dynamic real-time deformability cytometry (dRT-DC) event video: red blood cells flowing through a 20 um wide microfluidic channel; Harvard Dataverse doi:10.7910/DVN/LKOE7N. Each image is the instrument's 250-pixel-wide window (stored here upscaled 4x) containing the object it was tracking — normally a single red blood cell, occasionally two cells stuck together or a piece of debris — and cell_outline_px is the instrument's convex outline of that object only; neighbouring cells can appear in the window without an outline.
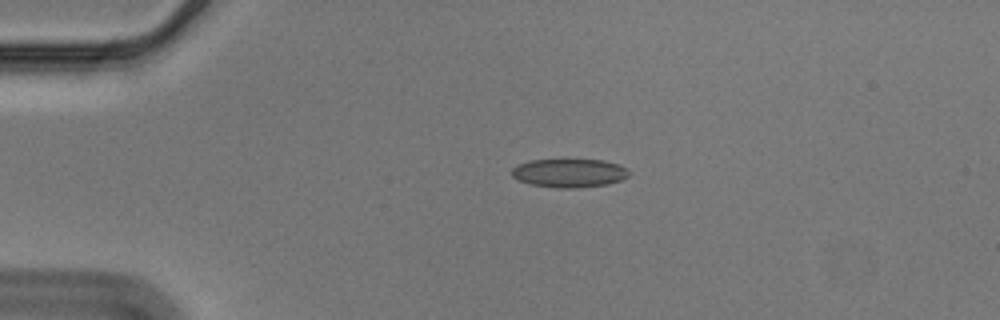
{"species": "Egyptian fruit bat (a non-hibernating species)", "species_latin": "Rousettus aegyptiacus", "temperature_condition": "cold", "stored_images_in_passage": 45, "camera_frame_rate_fps": 3000, "um_per_image_px": 0.085, "animal": {"sex": "male"}, "frame": {"image": 1, "passage_image": 1, "time_ms": 0.0, "image_size_px": [1000, 320], "cell_outline_px": [[632, 172], [628, 176], [620, 180], [608, 184], [580, 188], [556, 188], [532, 184], [520, 180], [512, 176], [512, 168], [516, 164], [528, 160], [604, 160], [620, 164], [628, 168]], "centroid_in_image_um": [48.43, 14.7], "position_along_channel_um": 36.6, "area_um2": 19.71}}
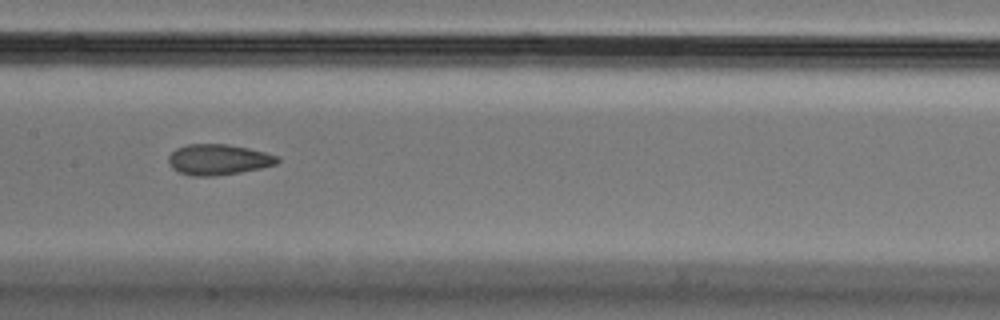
{"frame": {"image": 2, "passage_image": 17, "time_ms": 5.333, "image_size_px": [1000, 320], "cell_outline_px": [[280, 160], [276, 164], [260, 168], [240, 172], [216, 176], [192, 176], [180, 172], [172, 168], [168, 164], [168, 156], [176, 148], [188, 144], [228, 144], [248, 148], [280, 156]], "centroid_in_image_um": [18.55, 13.56], "position_along_channel_um": 188.8, "area_um2": 19.54}}
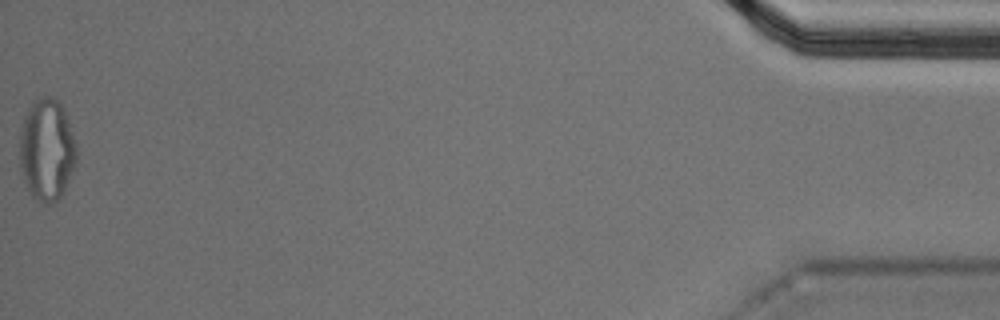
{"frame": {"image": 3, "passage_image": 45, "time_ms": 14.667, "image_size_px": [1000, 320], "cell_outline_px": [[76, 164], [64, 192], [56, 200], [48, 204], [44, 204], [32, 196], [24, 180], [20, 168], [20, 128], [24, 116], [32, 100], [36, 96], [48, 96], [56, 100], [64, 108], [76, 144]], "centroid_in_image_um": [3.97, 12.7], "position_along_channel_um": 431.2, "area_um2": 34.04}, "authors_computed_cell_mechanics": {"area_um2": 20.2878, "velocity_mm_per_s": 3.5723, "shape_relaxation_time_tau1_ms": null, "shape_relaxation_time_tau2_ms": 2.5773, "deformation_change_tau1": null, "deformation_change_tau2": 0.0736}}